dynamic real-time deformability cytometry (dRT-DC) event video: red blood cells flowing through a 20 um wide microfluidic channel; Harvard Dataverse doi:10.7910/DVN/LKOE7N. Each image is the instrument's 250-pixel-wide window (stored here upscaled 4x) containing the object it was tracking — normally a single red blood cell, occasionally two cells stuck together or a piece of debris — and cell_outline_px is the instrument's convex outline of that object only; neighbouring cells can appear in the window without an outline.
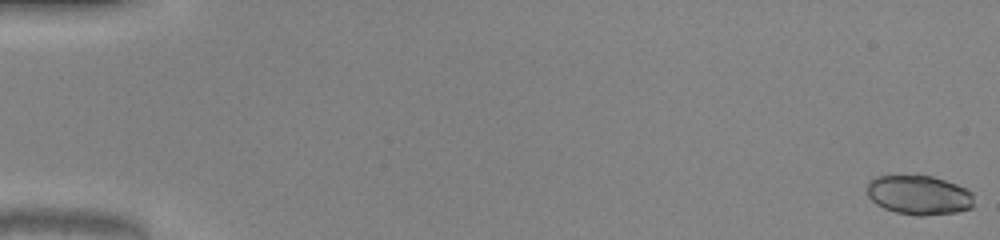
{"species": "common noctule bat (a hibernating species)", "species_latin": "Nyctalus noctula", "temperature_condition": "warm", "stored_images_in_passage": 51, "camera_frame_rate_fps": 3000, "um_per_image_px": 0.085, "animal": {"sex": "male", "body_mass_g": 20.0, "forearm_length_mm": 53.3}, "frame": {"image": 1, "passage_image": 1, "time_ms": 0.0, "image_size_px": [1000, 240], "cell_outline_px": [[972, 208], [956, 212], [924, 216], [916, 216], [896, 212], [884, 208], [876, 204], [868, 196], [868, 184], [876, 176], [916, 172], [932, 176], [956, 184], [972, 192]], "centroid_in_image_um": [78.09, 16.54], "position_along_channel_um": 6.9, "area_um2": 25.09}}
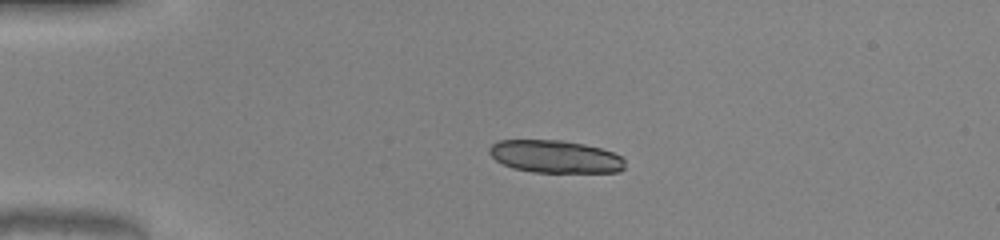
{"frame": {"image": 2, "passage_image": 13, "time_ms": 4.0, "image_size_px": [1000, 240], "cell_outline_px": [[624, 168], [620, 172], [532, 172], [512, 168], [496, 160], [488, 152], [488, 148], [492, 144], [500, 140], [564, 140], [584, 144], [600, 148], [612, 152], [620, 156], [624, 160]], "centroid_in_image_um": [47.18, 13.31], "position_along_channel_um": 37.8, "area_um2": 25.78}, "authors_computed_cell_mechanics": {"area_um2": 24.9696, "velocity_mm_per_s": 4.0832, "shape_relaxation_time_tau1_ms": 0.7341, "shape_relaxation_time_tau2_ms": 1.7475, "deformation_change_tau1": 0.2956, "deformation_change_tau2": 0.0573}}